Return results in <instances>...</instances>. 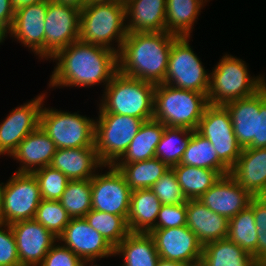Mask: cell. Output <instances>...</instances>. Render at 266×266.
<instances>
[{"label":"cell","instance_id":"6da1fadb","mask_svg":"<svg viewBox=\"0 0 266 266\" xmlns=\"http://www.w3.org/2000/svg\"><path fill=\"white\" fill-rule=\"evenodd\" d=\"M49 87H90L104 83L105 87L118 71L117 53L103 46L77 40L57 51ZM58 61V62H57Z\"/></svg>","mask_w":266,"mask_h":266},{"label":"cell","instance_id":"7a4b0ae2","mask_svg":"<svg viewBox=\"0 0 266 266\" xmlns=\"http://www.w3.org/2000/svg\"><path fill=\"white\" fill-rule=\"evenodd\" d=\"M176 37L166 31L127 33L117 54L118 71L154 84L163 83Z\"/></svg>","mask_w":266,"mask_h":266},{"label":"cell","instance_id":"3957f363","mask_svg":"<svg viewBox=\"0 0 266 266\" xmlns=\"http://www.w3.org/2000/svg\"><path fill=\"white\" fill-rule=\"evenodd\" d=\"M156 84L126 76L117 71L104 87L99 113H115L153 119L154 90Z\"/></svg>","mask_w":266,"mask_h":266},{"label":"cell","instance_id":"277c9868","mask_svg":"<svg viewBox=\"0 0 266 266\" xmlns=\"http://www.w3.org/2000/svg\"><path fill=\"white\" fill-rule=\"evenodd\" d=\"M209 105L207 95L171 85L156 84L153 119L166 127L196 130Z\"/></svg>","mask_w":266,"mask_h":266},{"label":"cell","instance_id":"5b68a950","mask_svg":"<svg viewBox=\"0 0 266 266\" xmlns=\"http://www.w3.org/2000/svg\"><path fill=\"white\" fill-rule=\"evenodd\" d=\"M124 2L87 4L81 9L79 40L119 53L127 36ZM117 42V49L112 42Z\"/></svg>","mask_w":266,"mask_h":266},{"label":"cell","instance_id":"8992f818","mask_svg":"<svg viewBox=\"0 0 266 266\" xmlns=\"http://www.w3.org/2000/svg\"><path fill=\"white\" fill-rule=\"evenodd\" d=\"M242 59L226 54L210 72L207 94L210 105H225L256 94L266 85L265 77H252Z\"/></svg>","mask_w":266,"mask_h":266},{"label":"cell","instance_id":"52a82bcc","mask_svg":"<svg viewBox=\"0 0 266 266\" xmlns=\"http://www.w3.org/2000/svg\"><path fill=\"white\" fill-rule=\"evenodd\" d=\"M98 116L94 147L103 165H114L126 152L144 120L115 113H99Z\"/></svg>","mask_w":266,"mask_h":266},{"label":"cell","instance_id":"ba28073f","mask_svg":"<svg viewBox=\"0 0 266 266\" xmlns=\"http://www.w3.org/2000/svg\"><path fill=\"white\" fill-rule=\"evenodd\" d=\"M42 105L39 126L52 139L57 149L94 147L95 119L46 108Z\"/></svg>","mask_w":266,"mask_h":266},{"label":"cell","instance_id":"9c48e42d","mask_svg":"<svg viewBox=\"0 0 266 266\" xmlns=\"http://www.w3.org/2000/svg\"><path fill=\"white\" fill-rule=\"evenodd\" d=\"M189 36L176 37L172 43L164 84L208 94L210 74L189 45Z\"/></svg>","mask_w":266,"mask_h":266},{"label":"cell","instance_id":"30bf717a","mask_svg":"<svg viewBox=\"0 0 266 266\" xmlns=\"http://www.w3.org/2000/svg\"><path fill=\"white\" fill-rule=\"evenodd\" d=\"M42 200L40 186L33 173H17L4 184L1 223L12 224L35 218Z\"/></svg>","mask_w":266,"mask_h":266},{"label":"cell","instance_id":"8fae6325","mask_svg":"<svg viewBox=\"0 0 266 266\" xmlns=\"http://www.w3.org/2000/svg\"><path fill=\"white\" fill-rule=\"evenodd\" d=\"M196 131L207 138L218 158L231 169L239 158L242 147L234 134L229 111L224 105H208Z\"/></svg>","mask_w":266,"mask_h":266},{"label":"cell","instance_id":"7c38bea8","mask_svg":"<svg viewBox=\"0 0 266 266\" xmlns=\"http://www.w3.org/2000/svg\"><path fill=\"white\" fill-rule=\"evenodd\" d=\"M109 171L96 173L91 179V206L93 210L122 216L127 220L131 189L122 173L114 166Z\"/></svg>","mask_w":266,"mask_h":266},{"label":"cell","instance_id":"4fadbf2b","mask_svg":"<svg viewBox=\"0 0 266 266\" xmlns=\"http://www.w3.org/2000/svg\"><path fill=\"white\" fill-rule=\"evenodd\" d=\"M81 10L48 0L45 18V58L79 40Z\"/></svg>","mask_w":266,"mask_h":266},{"label":"cell","instance_id":"5bb4252c","mask_svg":"<svg viewBox=\"0 0 266 266\" xmlns=\"http://www.w3.org/2000/svg\"><path fill=\"white\" fill-rule=\"evenodd\" d=\"M149 234L155 241L160 259L199 266L203 245L187 226L152 229Z\"/></svg>","mask_w":266,"mask_h":266},{"label":"cell","instance_id":"9a60e30c","mask_svg":"<svg viewBox=\"0 0 266 266\" xmlns=\"http://www.w3.org/2000/svg\"><path fill=\"white\" fill-rule=\"evenodd\" d=\"M45 93L30 102L12 109L0 124V155H8L16 150L24 138L39 126V116Z\"/></svg>","mask_w":266,"mask_h":266},{"label":"cell","instance_id":"2e32d148","mask_svg":"<svg viewBox=\"0 0 266 266\" xmlns=\"http://www.w3.org/2000/svg\"><path fill=\"white\" fill-rule=\"evenodd\" d=\"M11 225L21 266H39L58 238L35 219Z\"/></svg>","mask_w":266,"mask_h":266},{"label":"cell","instance_id":"e0dca14e","mask_svg":"<svg viewBox=\"0 0 266 266\" xmlns=\"http://www.w3.org/2000/svg\"><path fill=\"white\" fill-rule=\"evenodd\" d=\"M69 248L81 260L115 256L114 248L89 225L85 217L70 219L58 242ZM62 241V242H61Z\"/></svg>","mask_w":266,"mask_h":266},{"label":"cell","instance_id":"ac0fdd59","mask_svg":"<svg viewBox=\"0 0 266 266\" xmlns=\"http://www.w3.org/2000/svg\"><path fill=\"white\" fill-rule=\"evenodd\" d=\"M48 1L27 5L15 11L14 21L7 33L35 55L45 58V18Z\"/></svg>","mask_w":266,"mask_h":266},{"label":"cell","instance_id":"d6986e66","mask_svg":"<svg viewBox=\"0 0 266 266\" xmlns=\"http://www.w3.org/2000/svg\"><path fill=\"white\" fill-rule=\"evenodd\" d=\"M253 196L229 174L222 176L198 200L213 212L228 220L245 209Z\"/></svg>","mask_w":266,"mask_h":266},{"label":"cell","instance_id":"ffe728a7","mask_svg":"<svg viewBox=\"0 0 266 266\" xmlns=\"http://www.w3.org/2000/svg\"><path fill=\"white\" fill-rule=\"evenodd\" d=\"M229 174L253 197L266 196V147L243 148Z\"/></svg>","mask_w":266,"mask_h":266},{"label":"cell","instance_id":"44dd1931","mask_svg":"<svg viewBox=\"0 0 266 266\" xmlns=\"http://www.w3.org/2000/svg\"><path fill=\"white\" fill-rule=\"evenodd\" d=\"M56 150L55 143L38 126L24 138L10 157L20 162V167L15 172L33 173L50 165Z\"/></svg>","mask_w":266,"mask_h":266},{"label":"cell","instance_id":"7402d4cb","mask_svg":"<svg viewBox=\"0 0 266 266\" xmlns=\"http://www.w3.org/2000/svg\"><path fill=\"white\" fill-rule=\"evenodd\" d=\"M61 171L69 180L92 179L98 168L105 167L95 147L57 149L50 164Z\"/></svg>","mask_w":266,"mask_h":266},{"label":"cell","instance_id":"603a6c76","mask_svg":"<svg viewBox=\"0 0 266 266\" xmlns=\"http://www.w3.org/2000/svg\"><path fill=\"white\" fill-rule=\"evenodd\" d=\"M186 226L193 231L203 246L228 236L229 220L221 216L198 199H187Z\"/></svg>","mask_w":266,"mask_h":266},{"label":"cell","instance_id":"cb8c5ba5","mask_svg":"<svg viewBox=\"0 0 266 266\" xmlns=\"http://www.w3.org/2000/svg\"><path fill=\"white\" fill-rule=\"evenodd\" d=\"M127 33L165 31L166 0H125Z\"/></svg>","mask_w":266,"mask_h":266},{"label":"cell","instance_id":"d4e9b609","mask_svg":"<svg viewBox=\"0 0 266 266\" xmlns=\"http://www.w3.org/2000/svg\"><path fill=\"white\" fill-rule=\"evenodd\" d=\"M224 106L230 113L239 145L247 148L256 138V112H260V90L253 96L228 102Z\"/></svg>","mask_w":266,"mask_h":266},{"label":"cell","instance_id":"484cf974","mask_svg":"<svg viewBox=\"0 0 266 266\" xmlns=\"http://www.w3.org/2000/svg\"><path fill=\"white\" fill-rule=\"evenodd\" d=\"M161 205L150 188L132 190L127 217L130 232L149 233L156 225Z\"/></svg>","mask_w":266,"mask_h":266},{"label":"cell","instance_id":"4316f807","mask_svg":"<svg viewBox=\"0 0 266 266\" xmlns=\"http://www.w3.org/2000/svg\"><path fill=\"white\" fill-rule=\"evenodd\" d=\"M114 255L123 258L122 266H157L160 259L149 233L130 232L115 248Z\"/></svg>","mask_w":266,"mask_h":266},{"label":"cell","instance_id":"83f0119b","mask_svg":"<svg viewBox=\"0 0 266 266\" xmlns=\"http://www.w3.org/2000/svg\"><path fill=\"white\" fill-rule=\"evenodd\" d=\"M165 127L154 119L144 121L126 152L115 164H128L155 158L156 147Z\"/></svg>","mask_w":266,"mask_h":266},{"label":"cell","instance_id":"f1b7e54d","mask_svg":"<svg viewBox=\"0 0 266 266\" xmlns=\"http://www.w3.org/2000/svg\"><path fill=\"white\" fill-rule=\"evenodd\" d=\"M206 2L208 0H166L165 31L177 37H191L194 23Z\"/></svg>","mask_w":266,"mask_h":266},{"label":"cell","instance_id":"f546056e","mask_svg":"<svg viewBox=\"0 0 266 266\" xmlns=\"http://www.w3.org/2000/svg\"><path fill=\"white\" fill-rule=\"evenodd\" d=\"M252 255L228 238L203 246L199 266H258Z\"/></svg>","mask_w":266,"mask_h":266},{"label":"cell","instance_id":"4dcf8cb0","mask_svg":"<svg viewBox=\"0 0 266 266\" xmlns=\"http://www.w3.org/2000/svg\"><path fill=\"white\" fill-rule=\"evenodd\" d=\"M171 168L186 199H199L222 177L218 171L180 163Z\"/></svg>","mask_w":266,"mask_h":266},{"label":"cell","instance_id":"1f68e13d","mask_svg":"<svg viewBox=\"0 0 266 266\" xmlns=\"http://www.w3.org/2000/svg\"><path fill=\"white\" fill-rule=\"evenodd\" d=\"M180 164L218 171L222 176L229 175L230 169L218 158L210 141L196 130L191 133L188 147Z\"/></svg>","mask_w":266,"mask_h":266},{"label":"cell","instance_id":"d6a6232c","mask_svg":"<svg viewBox=\"0 0 266 266\" xmlns=\"http://www.w3.org/2000/svg\"><path fill=\"white\" fill-rule=\"evenodd\" d=\"M131 190L151 188L170 167L158 158L128 164H114Z\"/></svg>","mask_w":266,"mask_h":266},{"label":"cell","instance_id":"836d02e7","mask_svg":"<svg viewBox=\"0 0 266 266\" xmlns=\"http://www.w3.org/2000/svg\"><path fill=\"white\" fill-rule=\"evenodd\" d=\"M227 238L248 254L255 253L258 234L253 215V198L245 209L229 220Z\"/></svg>","mask_w":266,"mask_h":266},{"label":"cell","instance_id":"e575fe53","mask_svg":"<svg viewBox=\"0 0 266 266\" xmlns=\"http://www.w3.org/2000/svg\"><path fill=\"white\" fill-rule=\"evenodd\" d=\"M193 130L187 128L165 127L155 151V157L170 168L178 165L188 147Z\"/></svg>","mask_w":266,"mask_h":266},{"label":"cell","instance_id":"d590c367","mask_svg":"<svg viewBox=\"0 0 266 266\" xmlns=\"http://www.w3.org/2000/svg\"><path fill=\"white\" fill-rule=\"evenodd\" d=\"M85 219L113 248L130 233L127 220L122 216L91 209Z\"/></svg>","mask_w":266,"mask_h":266},{"label":"cell","instance_id":"8d00e7d4","mask_svg":"<svg viewBox=\"0 0 266 266\" xmlns=\"http://www.w3.org/2000/svg\"><path fill=\"white\" fill-rule=\"evenodd\" d=\"M91 179L69 180L59 202L73 218L85 217L92 209Z\"/></svg>","mask_w":266,"mask_h":266},{"label":"cell","instance_id":"74e56055","mask_svg":"<svg viewBox=\"0 0 266 266\" xmlns=\"http://www.w3.org/2000/svg\"><path fill=\"white\" fill-rule=\"evenodd\" d=\"M34 219L58 238L71 218L59 201L42 199Z\"/></svg>","mask_w":266,"mask_h":266},{"label":"cell","instance_id":"f35d334b","mask_svg":"<svg viewBox=\"0 0 266 266\" xmlns=\"http://www.w3.org/2000/svg\"><path fill=\"white\" fill-rule=\"evenodd\" d=\"M33 174L38 180L42 199L59 201L69 179L50 165L35 170Z\"/></svg>","mask_w":266,"mask_h":266},{"label":"cell","instance_id":"ab89813d","mask_svg":"<svg viewBox=\"0 0 266 266\" xmlns=\"http://www.w3.org/2000/svg\"><path fill=\"white\" fill-rule=\"evenodd\" d=\"M162 205L183 204L187 202L174 170L170 168L150 188Z\"/></svg>","mask_w":266,"mask_h":266},{"label":"cell","instance_id":"60d3db41","mask_svg":"<svg viewBox=\"0 0 266 266\" xmlns=\"http://www.w3.org/2000/svg\"><path fill=\"white\" fill-rule=\"evenodd\" d=\"M253 215L258 241L252 256L259 264H266V196L253 197Z\"/></svg>","mask_w":266,"mask_h":266},{"label":"cell","instance_id":"b9f144b4","mask_svg":"<svg viewBox=\"0 0 266 266\" xmlns=\"http://www.w3.org/2000/svg\"><path fill=\"white\" fill-rule=\"evenodd\" d=\"M186 203L174 205H161L156 225L153 229H166L186 226Z\"/></svg>","mask_w":266,"mask_h":266},{"label":"cell","instance_id":"7bdbcfd3","mask_svg":"<svg viewBox=\"0 0 266 266\" xmlns=\"http://www.w3.org/2000/svg\"><path fill=\"white\" fill-rule=\"evenodd\" d=\"M0 266H21L11 225L0 222Z\"/></svg>","mask_w":266,"mask_h":266},{"label":"cell","instance_id":"ee69618b","mask_svg":"<svg viewBox=\"0 0 266 266\" xmlns=\"http://www.w3.org/2000/svg\"><path fill=\"white\" fill-rule=\"evenodd\" d=\"M82 260L69 248L55 243L39 266H80Z\"/></svg>","mask_w":266,"mask_h":266},{"label":"cell","instance_id":"f6af8a7d","mask_svg":"<svg viewBox=\"0 0 266 266\" xmlns=\"http://www.w3.org/2000/svg\"><path fill=\"white\" fill-rule=\"evenodd\" d=\"M248 147H266V85L260 90V112H256V138Z\"/></svg>","mask_w":266,"mask_h":266},{"label":"cell","instance_id":"bcb514c9","mask_svg":"<svg viewBox=\"0 0 266 266\" xmlns=\"http://www.w3.org/2000/svg\"><path fill=\"white\" fill-rule=\"evenodd\" d=\"M15 16V10L11 0H0V44L7 37Z\"/></svg>","mask_w":266,"mask_h":266},{"label":"cell","instance_id":"7dc6e473","mask_svg":"<svg viewBox=\"0 0 266 266\" xmlns=\"http://www.w3.org/2000/svg\"><path fill=\"white\" fill-rule=\"evenodd\" d=\"M55 3L70 5L77 9H83L87 5V0H51Z\"/></svg>","mask_w":266,"mask_h":266},{"label":"cell","instance_id":"c3c4849f","mask_svg":"<svg viewBox=\"0 0 266 266\" xmlns=\"http://www.w3.org/2000/svg\"><path fill=\"white\" fill-rule=\"evenodd\" d=\"M43 1H48V0H11V3H12L14 10L16 11L22 7L27 6V5L40 3Z\"/></svg>","mask_w":266,"mask_h":266},{"label":"cell","instance_id":"681fc988","mask_svg":"<svg viewBox=\"0 0 266 266\" xmlns=\"http://www.w3.org/2000/svg\"><path fill=\"white\" fill-rule=\"evenodd\" d=\"M157 266H189L187 264L159 259Z\"/></svg>","mask_w":266,"mask_h":266},{"label":"cell","instance_id":"f907efd6","mask_svg":"<svg viewBox=\"0 0 266 266\" xmlns=\"http://www.w3.org/2000/svg\"><path fill=\"white\" fill-rule=\"evenodd\" d=\"M3 191H4V183H0V222H1V212L3 208Z\"/></svg>","mask_w":266,"mask_h":266},{"label":"cell","instance_id":"816d5d0a","mask_svg":"<svg viewBox=\"0 0 266 266\" xmlns=\"http://www.w3.org/2000/svg\"><path fill=\"white\" fill-rule=\"evenodd\" d=\"M125 0H87V4L106 3V2H124Z\"/></svg>","mask_w":266,"mask_h":266},{"label":"cell","instance_id":"f5cc1de1","mask_svg":"<svg viewBox=\"0 0 266 266\" xmlns=\"http://www.w3.org/2000/svg\"><path fill=\"white\" fill-rule=\"evenodd\" d=\"M94 261H95V259H84V260H82L80 266H88L87 265L88 263H91V262L93 263ZM92 263H91V266H98L96 264L93 265ZM89 266H90V264H89Z\"/></svg>","mask_w":266,"mask_h":266}]
</instances>
